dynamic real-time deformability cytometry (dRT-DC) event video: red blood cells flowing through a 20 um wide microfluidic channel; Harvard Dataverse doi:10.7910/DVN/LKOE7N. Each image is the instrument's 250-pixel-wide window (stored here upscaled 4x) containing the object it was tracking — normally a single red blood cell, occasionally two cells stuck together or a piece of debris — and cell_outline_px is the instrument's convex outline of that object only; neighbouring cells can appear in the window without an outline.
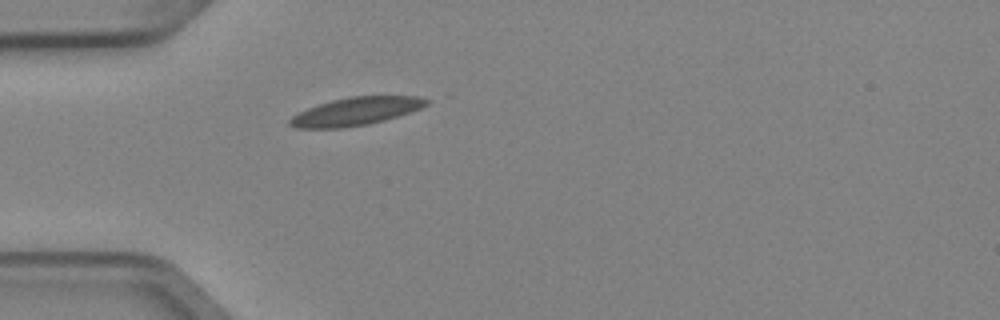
{"species": "Egyptian fruit bat (a non-hibernating species)", "species_latin": "Rousettus aegyptiacus", "temperature_condition": "cold", "stored_images_in_passage": 1, "camera_frame_rate_fps": 3000, "um_per_image_px": 0.085, "animal": {"sex": "female"}, "frame": {"image": 1, "passage_image": 1, "time_ms": 0.0, "image_size_px": [1000, 320], "cell_outline_px": [[428, 104], [420, 108], [384, 120], [368, 124], [344, 128], [296, 128], [288, 124], [288, 120], [292, 116], [308, 108], [332, 100], [348, 96], [420, 96], [428, 100]], "centroid_in_image_um": [30.22, 9.46], "position_along_channel_um": 54.8, "area_um2": 22.08}}